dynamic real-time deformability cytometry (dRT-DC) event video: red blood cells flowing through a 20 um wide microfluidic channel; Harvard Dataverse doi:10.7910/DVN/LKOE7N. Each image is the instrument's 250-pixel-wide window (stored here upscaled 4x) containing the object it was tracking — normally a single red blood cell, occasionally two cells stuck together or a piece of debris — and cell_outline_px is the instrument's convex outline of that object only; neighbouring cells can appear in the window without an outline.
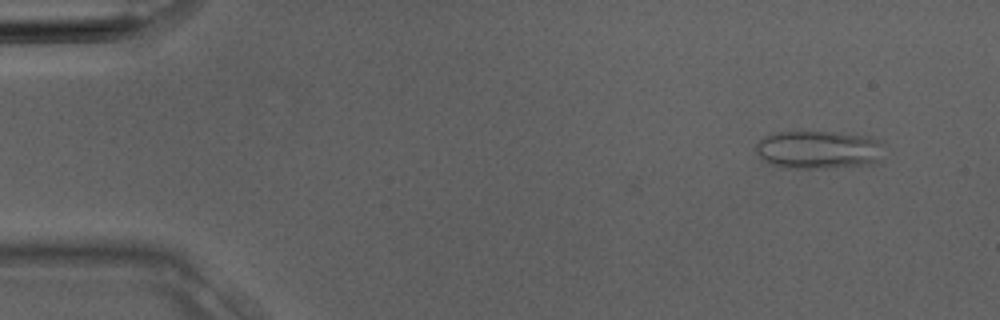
{"species": "Egyptian fruit bat (a non-hibernating species)", "species_latin": "Rousettus aegyptiacus", "temperature_condition": "room temperature", "stored_images_in_passage": 4, "camera_frame_rate_fps": 3000, "um_per_image_px": 0.085, "animal": {"sex": "male"}, "frame": {"image": 1, "passage_image": 4, "time_ms": 1.0, "image_size_px": [1000, 320], "cell_outline_px": [[880, 160], [876, 164], [820, 168], [788, 168], [768, 164], [756, 152], [756, 144], [764, 136], [772, 132], [836, 132], [868, 136], [880, 140]], "centroid_in_image_um": [69.55, 12.73], "position_along_channel_um": 15.5, "area_um2": 28.55}}